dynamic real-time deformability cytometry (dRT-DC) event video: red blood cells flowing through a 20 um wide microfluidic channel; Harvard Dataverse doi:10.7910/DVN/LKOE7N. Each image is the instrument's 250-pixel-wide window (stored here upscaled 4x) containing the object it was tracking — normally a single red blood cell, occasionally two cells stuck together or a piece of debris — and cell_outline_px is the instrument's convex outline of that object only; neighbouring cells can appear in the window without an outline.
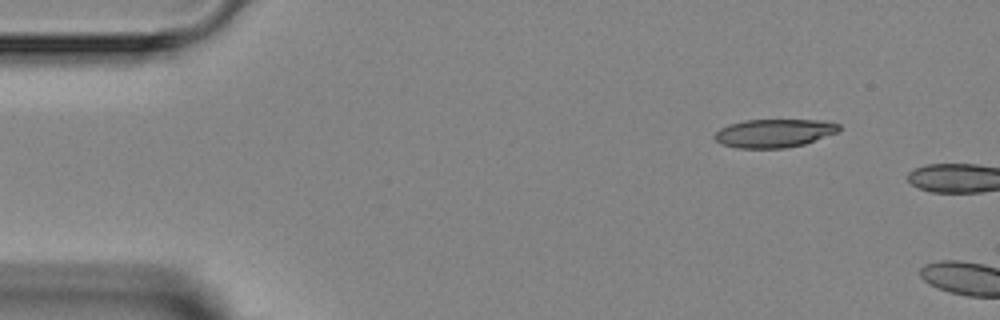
{"species": "Egyptian fruit bat (a non-hibernating species)", "species_latin": "Rousettus aegyptiacus", "temperature_condition": "room temperature", "stored_images_in_passage": 5, "segment_of_instrument_passage": [2, 2], "camera_frame_rate_fps": 3000, "um_per_image_px": 0.085, "animal": {"sex": "female"}, "frame": {"image": 1, "passage_image": 5, "time_ms": 4.667, "image_size_px": [1000, 320], "cell_outline_px": [[840, 128], [836, 132], [804, 144], [784, 148], [736, 148], [720, 144], [712, 136], [720, 128], [728, 124], [744, 120], [824, 120], [840, 124]], "centroid_in_image_um": [65.75, 11.32], "position_along_channel_um": 19.3, "area_um2": 20.58}}